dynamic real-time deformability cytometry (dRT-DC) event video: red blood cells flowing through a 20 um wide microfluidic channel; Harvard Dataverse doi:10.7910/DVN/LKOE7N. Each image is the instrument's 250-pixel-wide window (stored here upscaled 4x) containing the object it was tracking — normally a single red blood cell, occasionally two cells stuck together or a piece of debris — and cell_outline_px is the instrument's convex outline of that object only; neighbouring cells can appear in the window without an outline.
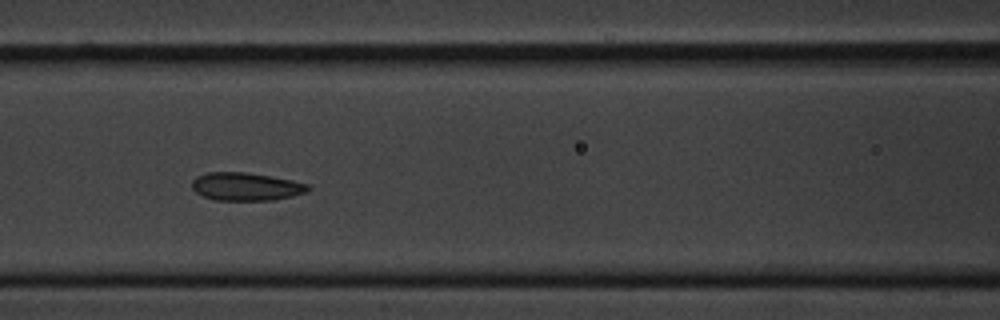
{"species": "common noctule bat (a hibernating species)", "species_latin": "Nyctalus noctula", "temperature_condition": "cold", "stored_images_in_passage": 10, "camera_frame_rate_fps": 3000, "um_per_image_px": 0.085, "animal": {"sex": "male", "body_mass_g": 20.1, "forearm_length_mm": 53.5}, "frame": {"image": 1, "passage_image": 6, "time_ms": 5.667, "image_size_px": [1000, 320], "cell_outline_px": [[312, 188], [308, 192], [292, 196], [272, 200], [216, 200], [204, 196], [196, 192], [192, 188], [192, 180], [196, 176], [208, 172], [248, 172], [292, 180], [308, 184]], "centroid_in_image_um": [20.93, 15.85], "position_along_channel_um": 145.7, "area_um2": 19.02}}
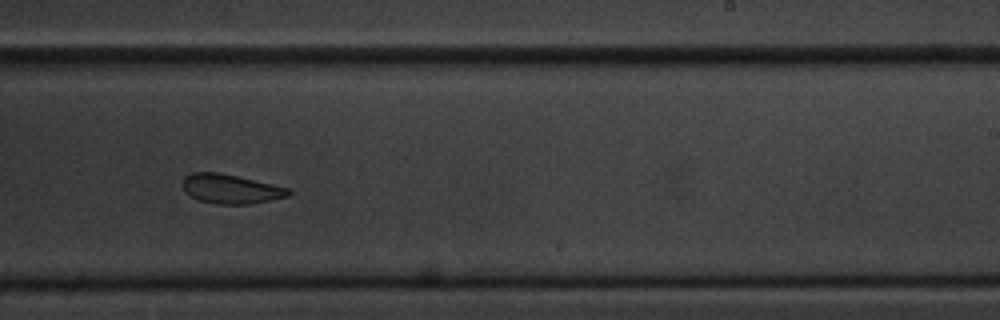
{"frame": {"image": 2, "passage_image": 9, "time_ms": 9.333, "image_size_px": [1000, 320], "cell_outline_px": [[292, 192], [288, 196], [248, 204], [216, 204], [200, 200], [184, 192], [184, 176], [192, 172], [216, 172], [236, 176], [272, 184], [288, 188]], "centroid_in_image_um": [19.59, 16.05], "position_along_channel_um": 269.4, "area_um2": 17.74}}
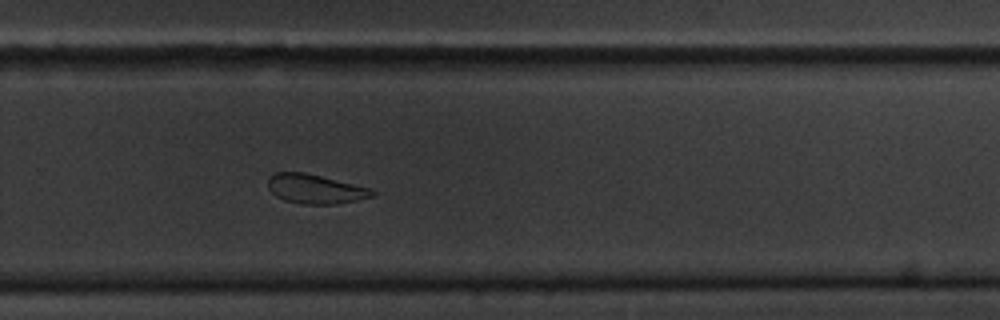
{"frame": {"image": 3, "passage_image": 10, "time_ms": 10.333, "image_size_px": [1000, 320], "cell_outline_px": [[376, 192], [372, 196], [356, 200], [336, 204], [300, 204], [284, 200], [276, 196], [268, 188], [268, 176], [276, 172], [304, 172], [372, 188]], "centroid_in_image_um": [26.78, 16.06], "position_along_channel_um": 303.0, "area_um2": 17.86}}